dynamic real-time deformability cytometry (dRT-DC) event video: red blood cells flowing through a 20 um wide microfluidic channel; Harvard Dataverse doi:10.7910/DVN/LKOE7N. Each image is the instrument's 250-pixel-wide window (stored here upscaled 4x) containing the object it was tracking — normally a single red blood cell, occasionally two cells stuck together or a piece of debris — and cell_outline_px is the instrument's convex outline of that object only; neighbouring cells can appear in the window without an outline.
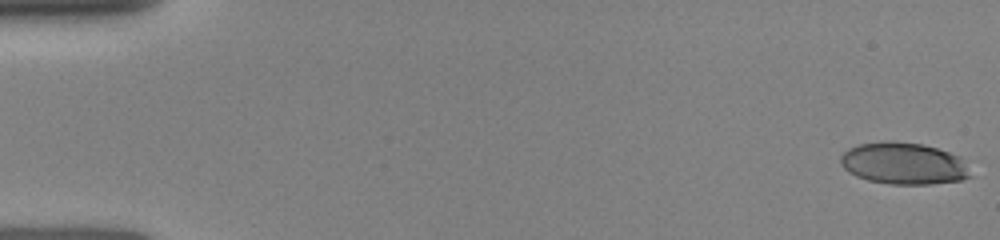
{"species": "human", "species_latin": "Homo sapiens", "temperature_condition": "room temperature", "stored_images_in_passage": 45, "camera_frame_rate_fps": 3000, "um_per_image_px": 0.085, "donor": {"sex": "female"}, "frame": {"image": 1, "passage_image": 1, "time_ms": 0.0, "image_size_px": [1000, 240], "cell_outline_px": [[972, 176], [960, 180], [932, 184], [892, 184], [868, 180], [856, 176], [848, 172], [840, 164], [840, 156], [848, 148], [860, 144], [920, 144], [936, 148], [960, 156]], "centroid_in_image_um": [76.81, 13.94], "position_along_channel_um": 8.2, "area_um2": 30.69}}
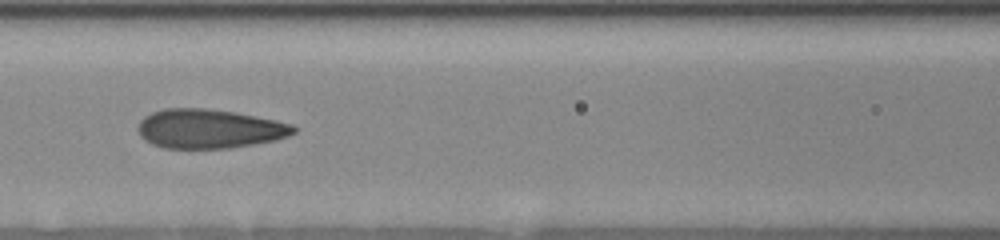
{"frame": {"image": 2, "passage_image": 17, "time_ms": 7.0, "image_size_px": [1000, 240], "cell_outline_px": [[296, 132], [288, 136], [276, 140], [228, 148], [164, 148], [152, 144], [144, 140], [140, 136], [136, 128], [140, 120], [144, 116], [152, 112], [164, 108], [204, 108], [236, 112], [276, 120], [292, 124], [296, 128]], "centroid_in_image_um": [17.76, 10.94], "position_along_channel_um": 148.8, "area_um2": 35.72}}
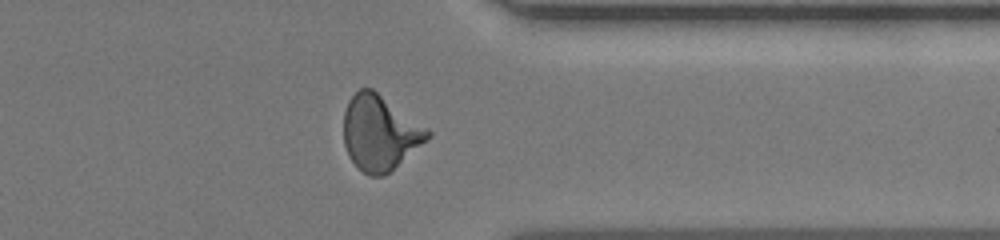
{"frame": {"image": 3, "passage_image": 36, "time_ms": 12.667, "image_size_px": [1000, 240], "cell_outline_px": [[432, 136], [384, 176], [372, 176], [364, 172], [348, 156], [344, 144], [344, 112], [348, 100], [360, 88], [372, 88], [428, 128], [432, 132]], "centroid_in_image_um": [32.29, 11.27], "position_along_channel_um": 379.1, "area_um2": 36.41}}